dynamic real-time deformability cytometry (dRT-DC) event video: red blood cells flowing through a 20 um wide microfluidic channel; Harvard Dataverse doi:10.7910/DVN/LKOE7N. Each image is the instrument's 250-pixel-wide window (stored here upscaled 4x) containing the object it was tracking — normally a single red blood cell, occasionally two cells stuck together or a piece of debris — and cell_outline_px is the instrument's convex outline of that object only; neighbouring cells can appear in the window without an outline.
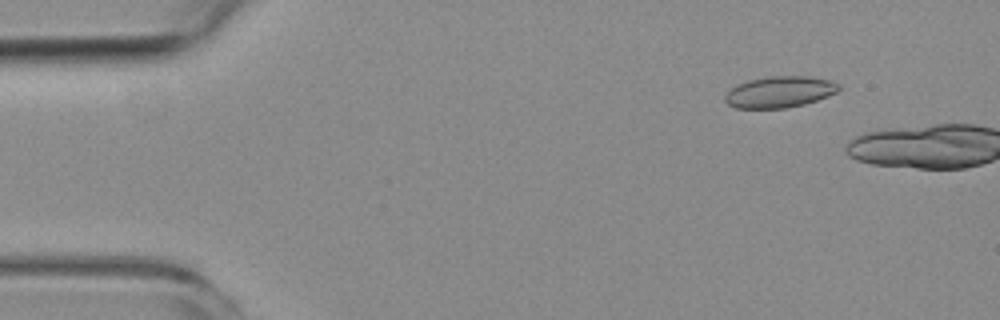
{"species": "common noctule bat (a hibernating species)", "species_latin": "Nyctalus noctula", "temperature_condition": "room temperature", "stored_images_in_passage": 3, "camera_frame_rate_fps": 3000, "um_per_image_px": 0.085, "animal": {"sex": "female", "body_mass_g": 19.3, "forearm_length_mm": 54.1}, "frame": {"image": 1, "passage_image": 2, "time_ms": 1.0, "image_size_px": [1000, 320], "cell_outline_px": [[840, 88], [836, 92], [828, 96], [804, 104], [784, 108], [736, 108], [728, 104], [724, 100], [724, 96], [732, 88], [748, 80], [772, 76], [808, 76], [828, 80], [840, 84]], "centroid_in_image_um": [66.27, 7.82], "position_along_channel_um": 18.7, "area_um2": 20.52}}